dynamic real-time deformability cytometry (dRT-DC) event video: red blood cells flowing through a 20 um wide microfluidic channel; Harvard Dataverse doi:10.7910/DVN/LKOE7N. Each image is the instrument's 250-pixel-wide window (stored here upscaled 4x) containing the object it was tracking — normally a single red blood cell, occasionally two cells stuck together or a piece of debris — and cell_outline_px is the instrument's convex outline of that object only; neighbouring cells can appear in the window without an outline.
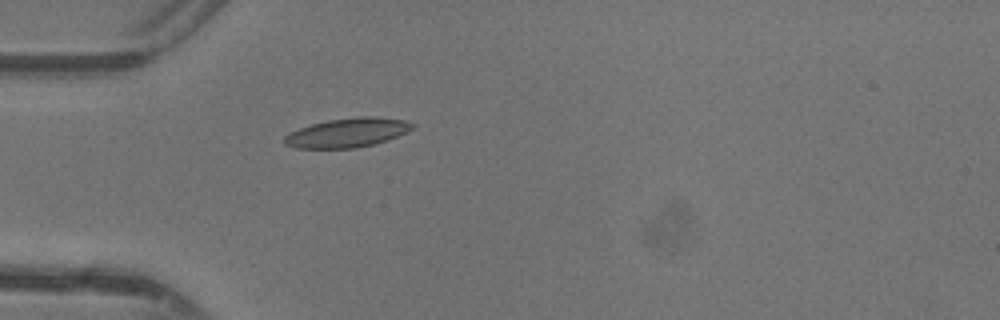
{"species": "common noctule bat (a hibernating species)", "species_latin": "Nyctalus noctula", "temperature_condition": "warm", "stored_images_in_passage": 22, "camera_frame_rate_fps": 3000, "um_per_image_px": 0.085, "animal": {"sex": "female"}, "frame": {"image": 1, "passage_image": 1, "time_ms": 0.0, "image_size_px": [1000, 320], "cell_outline_px": [[416, 124], [412, 128], [388, 140], [356, 148], [296, 148], [284, 144], [284, 136], [300, 128], [312, 124], [328, 120], [360, 116], [376, 116], [404, 120]], "centroid_in_image_um": [29.53, 11.27], "position_along_channel_um": 55.5, "area_um2": 21.56}}
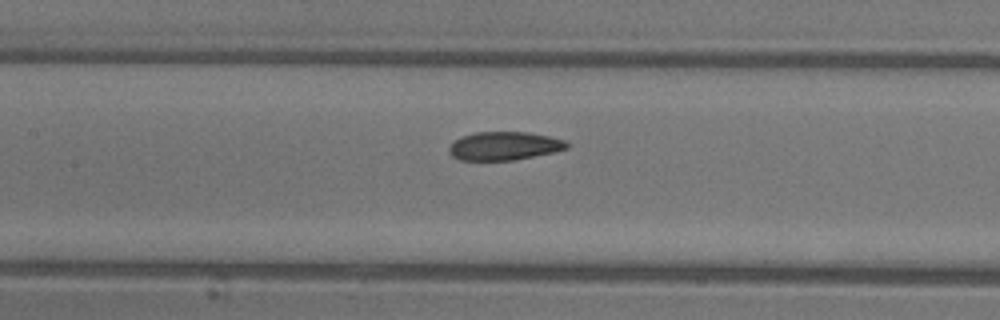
{"frame": {"image": 2, "passage_image": 9, "time_ms": 2.667, "image_size_px": [1000, 320], "cell_outline_px": [[568, 148], [556, 152], [512, 160], [460, 160], [452, 156], [448, 152], [448, 148], [460, 136], [476, 132], [528, 132], [548, 136], [564, 140], [568, 144]], "centroid_in_image_um": [42.85, 12.4], "position_along_channel_um": 164.6, "area_um2": 19.48}}
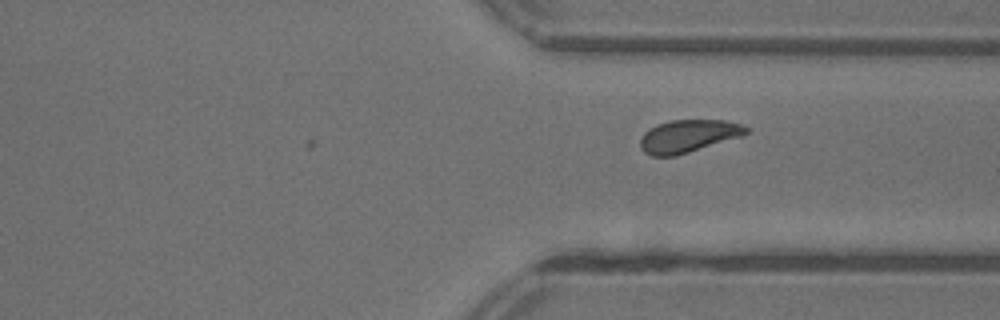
{"frame": {"image": 3, "passage_image": 22, "time_ms": 7.0, "image_size_px": [1000, 320], "cell_outline_px": [[748, 132], [744, 136], [676, 156], [652, 156], [644, 152], [640, 148], [640, 140], [644, 132], [648, 128], [656, 124], [672, 120], [724, 120], [744, 124], [748, 128]], "centroid_in_image_um": [58.52, 11.56], "position_along_channel_um": 352.9, "area_um2": 20.46}}